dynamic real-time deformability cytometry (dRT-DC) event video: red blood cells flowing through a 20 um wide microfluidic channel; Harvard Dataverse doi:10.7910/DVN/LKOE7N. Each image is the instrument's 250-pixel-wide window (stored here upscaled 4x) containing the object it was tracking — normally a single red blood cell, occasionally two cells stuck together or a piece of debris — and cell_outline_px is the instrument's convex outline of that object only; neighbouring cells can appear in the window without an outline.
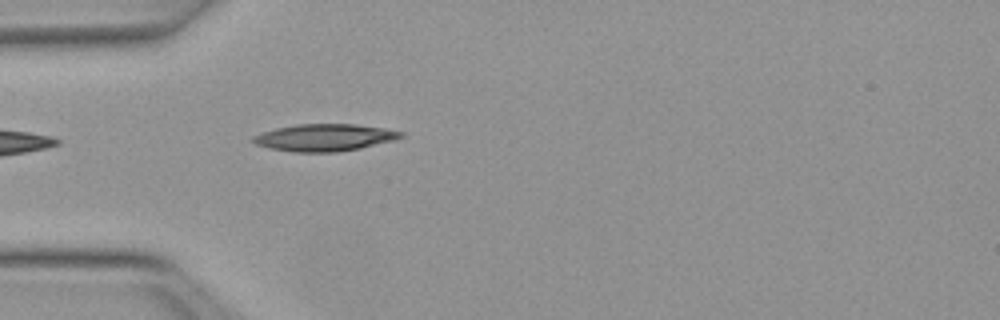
{"species": "Egyptian fruit bat (a non-hibernating species)", "species_latin": "Rousettus aegyptiacus", "temperature_condition": "warm", "stored_images_in_passage": 7, "camera_frame_rate_fps": 3000, "um_per_image_px": 0.085, "animal": {"sex": "female"}, "frame": {"image": 1, "passage_image": 1, "time_ms": 0.0, "image_size_px": [1000, 320], "cell_outline_px": [[404, 136], [396, 140], [360, 148], [336, 152], [292, 152], [272, 148], [256, 144], [252, 140], [252, 136], [276, 128], [296, 124], [356, 124], [384, 128], [404, 132]], "centroid_in_image_um": [27.63, 11.69], "position_along_channel_um": 57.4, "area_um2": 23.29}}